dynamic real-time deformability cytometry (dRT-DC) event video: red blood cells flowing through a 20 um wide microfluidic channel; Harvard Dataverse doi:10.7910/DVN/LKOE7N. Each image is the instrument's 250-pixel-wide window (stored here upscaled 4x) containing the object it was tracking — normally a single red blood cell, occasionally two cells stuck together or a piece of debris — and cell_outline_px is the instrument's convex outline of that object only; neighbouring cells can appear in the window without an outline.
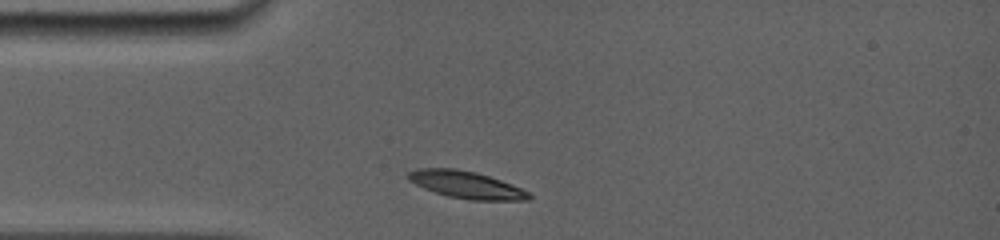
{"species": "common noctule bat (a hibernating species)", "species_latin": "Nyctalus noctula", "temperature_condition": "room temperature", "stored_images_in_passage": 3, "camera_frame_rate_fps": 5000, "um_per_image_px": 0.085, "animal": {"sex": "female", "body_mass_g": 19.0, "forearm_length_mm": 56.7}, "frame": {"image": 1, "passage_image": 1, "time_ms": 0.0, "image_size_px": [1000, 240], "cell_outline_px": [[532, 196], [528, 200], [468, 200], [448, 196], [424, 188], [408, 180], [408, 172], [416, 168], [456, 168], [476, 172], [512, 184], [528, 192]], "centroid_in_image_um": [39.62, 15.7], "position_along_channel_um": 45.4, "area_um2": 19.02}}
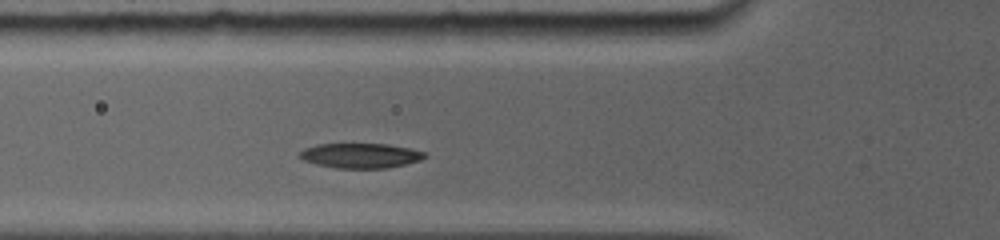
{"frame": {"image": 2, "passage_image": 3, "time_ms": 1.6, "image_size_px": [1000, 240], "cell_outline_px": [[428, 156], [420, 160], [388, 168], [336, 168], [316, 164], [304, 160], [296, 156], [304, 148], [316, 144], [388, 144], [408, 148], [424, 152]], "centroid_in_image_um": [30.61, 13.22], "position_along_channel_um": 95.2, "area_um2": 18.09}}